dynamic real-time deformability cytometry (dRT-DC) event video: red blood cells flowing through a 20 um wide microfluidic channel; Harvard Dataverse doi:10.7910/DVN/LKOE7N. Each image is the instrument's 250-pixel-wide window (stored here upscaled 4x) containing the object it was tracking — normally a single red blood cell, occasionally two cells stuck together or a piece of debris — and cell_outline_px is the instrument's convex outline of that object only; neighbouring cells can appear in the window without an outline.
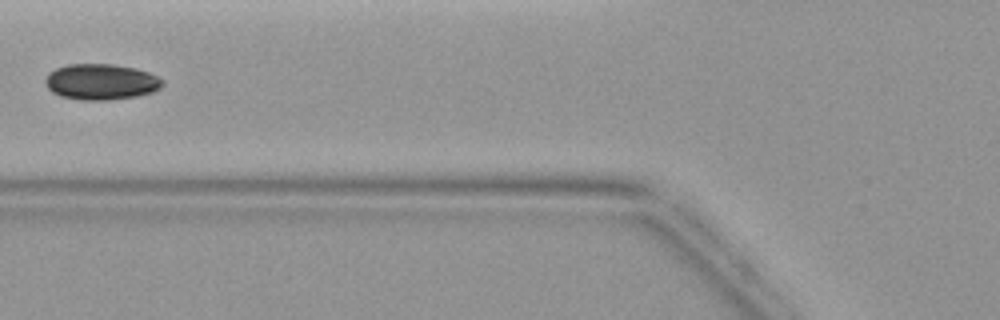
{"species": "common noctule bat (a hibernating species)", "species_latin": "Nyctalus noctula", "temperature_condition": "warm", "stored_images_in_passage": 5, "camera_frame_rate_fps": 3000, "um_per_image_px": 0.085, "animal": {"sex": "female", "body_mass_g": 19.9}, "frame": {"image": 1, "passage_image": 5, "time_ms": 4.667, "image_size_px": [1000, 320], "cell_outline_px": [[164, 84], [160, 88], [152, 92], [136, 96], [104, 100], [80, 100], [60, 96], [52, 92], [44, 84], [44, 80], [48, 72], [56, 68], [68, 64], [112, 64], [136, 68], [148, 72], [164, 80]], "centroid_in_image_um": [8.56, 6.95], "position_along_channel_um": 117.2, "area_um2": 24.62}}